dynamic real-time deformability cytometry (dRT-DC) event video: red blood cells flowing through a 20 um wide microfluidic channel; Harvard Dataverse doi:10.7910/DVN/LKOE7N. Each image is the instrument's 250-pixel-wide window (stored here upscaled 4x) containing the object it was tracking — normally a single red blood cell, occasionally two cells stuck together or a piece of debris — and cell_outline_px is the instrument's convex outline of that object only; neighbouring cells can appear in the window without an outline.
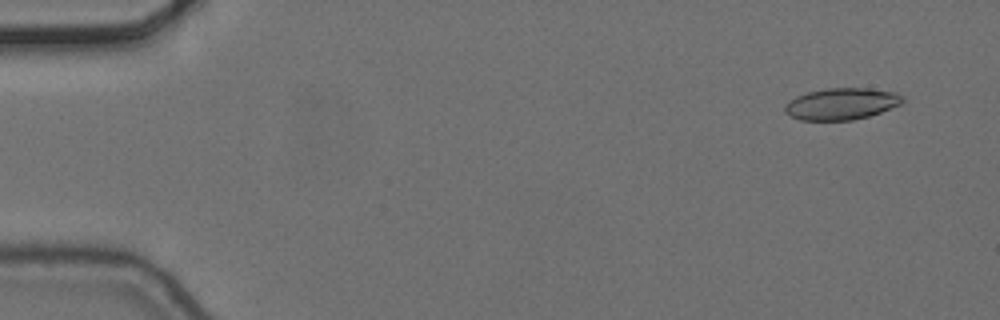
{"species": "common noctule bat (a hibernating species)", "species_latin": "Nyctalus noctula", "temperature_condition": "cold", "stored_images_in_passage": 6, "segment_of_instrument_passage": [2, 2], "camera_frame_rate_fps": 3000, "um_per_image_px": 0.085, "animal": {"sex": "female", "body_mass_g": 24.6, "forearm_length_mm": 56.2}, "frame": {"image": 1, "passage_image": 6, "time_ms": 1.667, "image_size_px": [1000, 320], "cell_outline_px": [[904, 100], [900, 104], [880, 112], [868, 116], [852, 120], [800, 120], [784, 112], [784, 104], [788, 100], [796, 96], [808, 92], [828, 88], [868, 88], [896, 92]], "centroid_in_image_um": [71.48, 8.82], "position_along_channel_um": 13.5, "area_um2": 21.62}}